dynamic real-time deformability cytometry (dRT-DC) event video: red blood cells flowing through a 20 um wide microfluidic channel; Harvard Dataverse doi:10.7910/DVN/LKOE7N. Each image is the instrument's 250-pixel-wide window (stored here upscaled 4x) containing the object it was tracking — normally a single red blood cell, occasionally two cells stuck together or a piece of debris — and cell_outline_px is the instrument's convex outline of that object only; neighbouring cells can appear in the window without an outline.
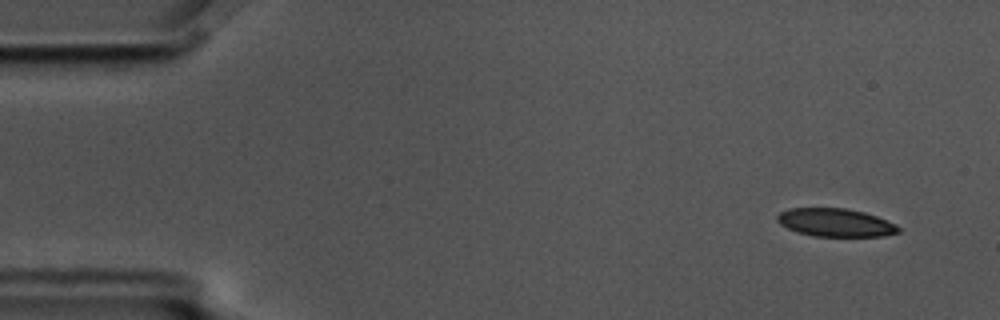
{"species": "common noctule bat (a hibernating species)", "species_latin": "Nyctalus noctula", "temperature_condition": "cold", "stored_images_in_passage": 14, "camera_frame_rate_fps": 3000, "um_per_image_px": 0.085, "animal": {"sex": "male", "body_mass_g": 17.5, "forearm_length_mm": 52.3}, "frame": {"image": 1, "passage_image": 1, "time_ms": 0.0, "image_size_px": [1000, 320], "cell_outline_px": [[900, 232], [884, 236], [812, 236], [796, 232], [780, 224], [776, 220], [776, 216], [780, 212], [788, 208], [844, 208], [864, 212], [876, 216], [896, 224], [900, 228]], "centroid_in_image_um": [71.0, 18.92], "position_along_channel_um": 14.0, "area_um2": 19.94}}
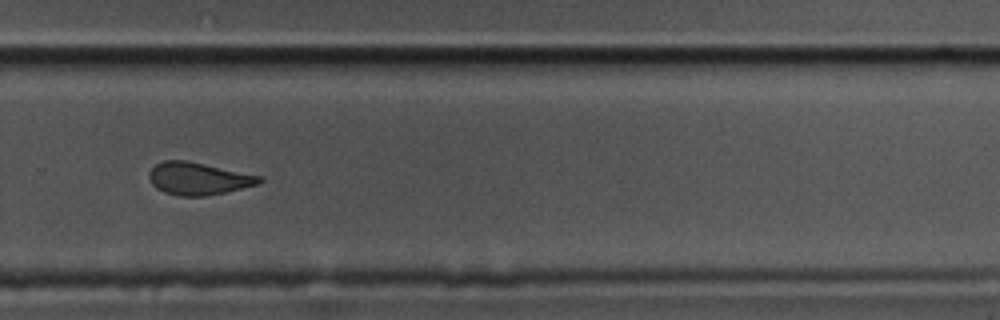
{"frame": {"image": 2, "passage_image": 10, "time_ms": 3.0, "image_size_px": [1000, 320], "cell_outline_px": [[264, 180], [260, 184], [224, 192], [204, 196], [180, 196], [164, 192], [156, 188], [152, 184], [148, 176], [148, 172], [156, 164], [164, 160], [188, 160], [264, 176]], "centroid_in_image_um": [16.89, 15.17], "position_along_channel_um": 312.9, "area_um2": 21.1}}
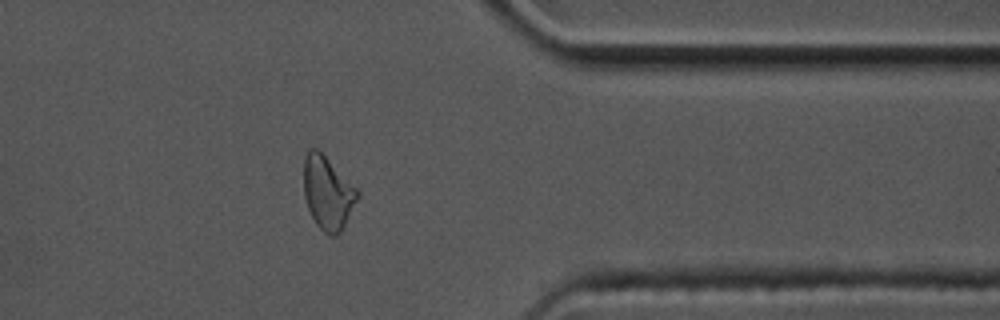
{"frame": {"image": 3, "passage_image": 12, "time_ms": 3.667, "image_size_px": [1000, 320], "cell_outline_px": [[360, 196], [344, 228], [336, 236], [332, 236], [324, 232], [316, 224], [308, 208], [304, 196], [304, 156], [312, 148], [316, 148], [360, 192]], "centroid_in_image_um": [27.87, 16.44], "position_along_channel_um": 383.5, "area_um2": 22.66}}